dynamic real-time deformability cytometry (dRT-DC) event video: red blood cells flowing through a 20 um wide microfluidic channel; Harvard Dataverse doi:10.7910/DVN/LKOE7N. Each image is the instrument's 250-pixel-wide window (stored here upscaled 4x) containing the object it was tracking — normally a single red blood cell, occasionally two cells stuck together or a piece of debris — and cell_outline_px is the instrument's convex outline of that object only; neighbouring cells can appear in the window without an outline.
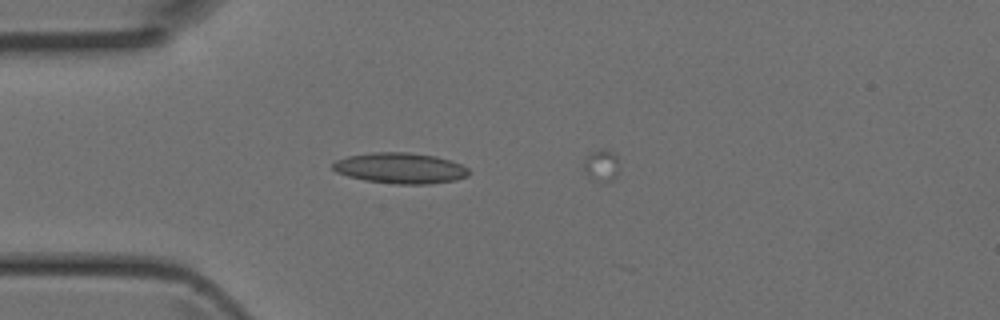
{"species": "Egyptian fruit bat (a non-hibernating species)", "species_latin": "Rousettus aegyptiacus", "temperature_condition": "room temperature", "stored_images_in_passage": 5, "camera_frame_rate_fps": 3000, "um_per_image_px": 0.085, "animal": {"sex": "female"}, "frame": {"image": 1, "passage_image": 4, "time_ms": 1.0, "image_size_px": [1000, 320], "cell_outline_px": [[468, 176], [456, 180], [428, 184], [396, 184], [364, 180], [348, 176], [336, 172], [332, 168], [332, 164], [336, 160], [348, 156], [372, 152], [408, 152], [436, 156], [452, 160], [468, 168]], "centroid_in_image_um": [34.03, 14.29], "position_along_channel_um": 51.0, "area_um2": 24.45}}